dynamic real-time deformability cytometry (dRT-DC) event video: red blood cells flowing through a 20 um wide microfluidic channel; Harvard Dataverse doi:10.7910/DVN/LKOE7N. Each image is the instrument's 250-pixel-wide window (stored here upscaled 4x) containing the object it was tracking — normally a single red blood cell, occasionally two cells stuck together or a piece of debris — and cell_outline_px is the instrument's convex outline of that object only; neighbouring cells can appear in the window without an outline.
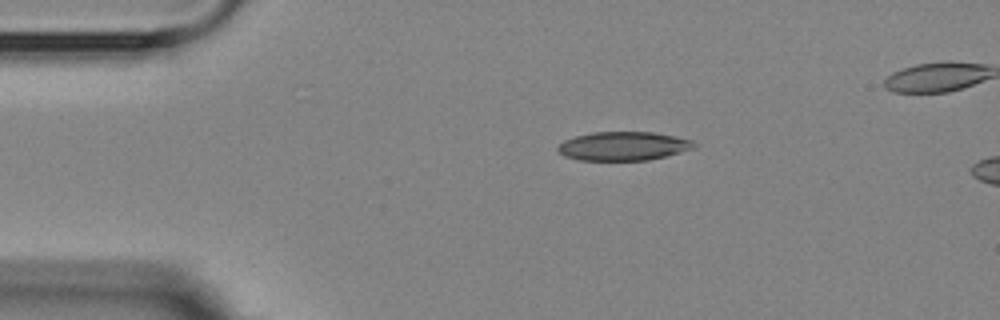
{"species": "Egyptian fruit bat (a non-hibernating species)", "species_latin": "Rousettus aegyptiacus", "temperature_condition": "room temperature", "stored_images_in_passage": 3, "camera_frame_rate_fps": 3000, "um_per_image_px": 0.085, "animal": {"sex": "female"}, "frame": {"image": 1, "passage_image": 1, "time_ms": 0.0, "image_size_px": [1000, 320], "cell_outline_px": [[696, 144], [692, 148], [680, 152], [648, 160], [580, 160], [564, 156], [556, 148], [564, 140], [576, 136], [592, 132], [652, 132], [692, 140]], "centroid_in_image_um": [52.94, 12.41], "position_along_channel_um": 32.1, "area_um2": 22.54}}